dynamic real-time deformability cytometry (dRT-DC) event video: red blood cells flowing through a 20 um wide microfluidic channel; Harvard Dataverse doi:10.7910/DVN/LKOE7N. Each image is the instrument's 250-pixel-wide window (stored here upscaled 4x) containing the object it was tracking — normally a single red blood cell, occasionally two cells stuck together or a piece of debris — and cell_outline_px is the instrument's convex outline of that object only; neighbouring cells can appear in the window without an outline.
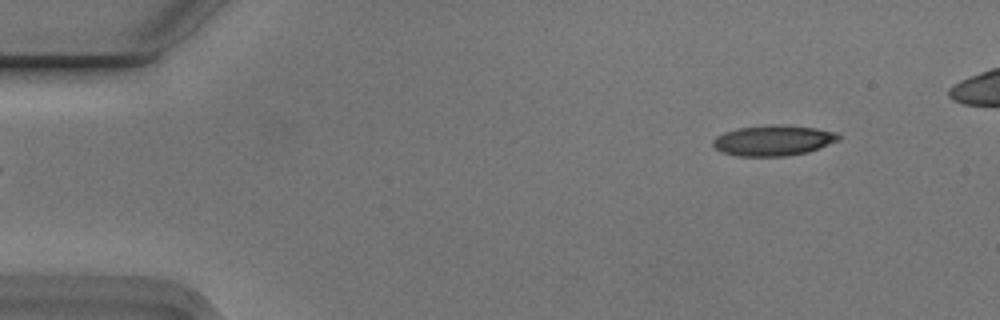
{"species": "Egyptian fruit bat (a non-hibernating species)", "species_latin": "Rousettus aegyptiacus", "temperature_condition": "cold", "stored_images_in_passage": 4, "camera_frame_rate_fps": 3000, "um_per_image_px": 0.085, "animal": {"sex": "male"}, "frame": {"image": 1, "passage_image": 1, "time_ms": 0.0, "image_size_px": [1000, 320], "cell_outline_px": [[840, 140], [808, 152], [788, 156], [736, 156], [720, 152], [712, 144], [712, 140], [716, 136], [724, 132], [736, 128], [772, 124], [776, 124], [816, 128], [836, 132], [840, 136]], "centroid_in_image_um": [65.71, 11.94], "position_along_channel_um": 19.3, "area_um2": 22.54}}